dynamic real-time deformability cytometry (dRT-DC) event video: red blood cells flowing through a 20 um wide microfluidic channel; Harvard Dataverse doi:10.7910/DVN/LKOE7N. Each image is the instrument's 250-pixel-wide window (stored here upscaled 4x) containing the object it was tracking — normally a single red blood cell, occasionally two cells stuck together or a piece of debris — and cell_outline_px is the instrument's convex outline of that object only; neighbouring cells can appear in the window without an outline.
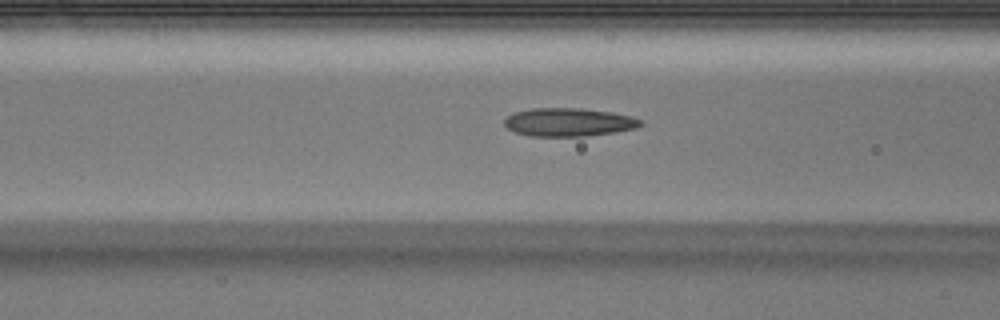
{"species": "Egyptian fruit bat (a non-hibernating species)", "species_latin": "Rousettus aegyptiacus", "temperature_condition": "warm", "stored_images_in_passage": 39, "camera_frame_rate_fps": 3000, "um_per_image_px": 0.085, "animal": {"sex": "male"}, "frame": {"image": 1, "passage_image": 11, "time_ms": 3.333, "image_size_px": [1000, 320], "cell_outline_px": [[644, 124], [636, 128], [616, 132], [584, 136], [532, 136], [516, 132], [508, 128], [504, 124], [504, 120], [512, 112], [532, 108], [580, 108], [612, 112], [632, 116], [640, 120]], "centroid_in_image_um": [48.35, 10.38], "position_along_channel_um": 118.3, "area_um2": 22.48}}
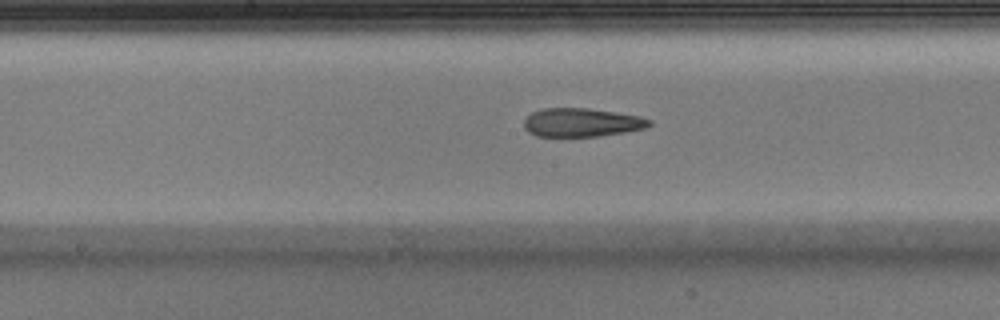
{"frame": {"image": 2, "passage_image": 17, "time_ms": 5.333, "image_size_px": [1000, 320], "cell_outline_px": [[652, 124], [644, 128], [624, 132], [596, 136], [536, 136], [528, 132], [524, 128], [524, 120], [532, 112], [544, 108], [588, 108], [640, 116], [652, 120]], "centroid_in_image_um": [49.43, 10.4], "position_along_channel_um": 198.8, "area_um2": 20.75}}
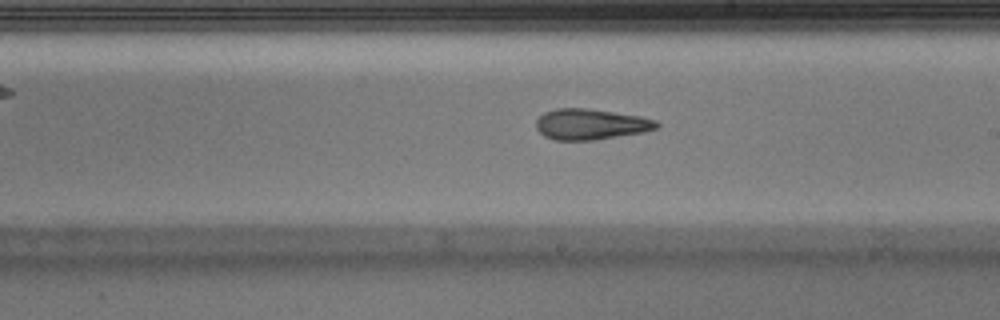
{"frame": {"image": 3, "passage_image": 20, "time_ms": 6.333, "image_size_px": [1000, 320], "cell_outline_px": [[660, 128], [644, 132], [596, 140], [552, 140], [544, 136], [536, 128], [536, 120], [544, 112], [556, 108], [588, 108], [640, 116], [656, 120], [660, 124]], "centroid_in_image_um": [50.22, 10.56], "position_along_channel_um": 238.8, "area_um2": 21.85}}